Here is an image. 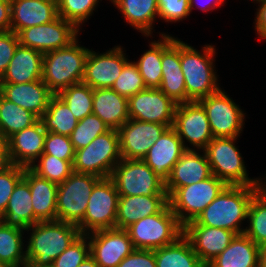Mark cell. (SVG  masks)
<instances>
[{
    "instance_id": "ab89813d",
    "label": "cell",
    "mask_w": 266,
    "mask_h": 267,
    "mask_svg": "<svg viewBox=\"0 0 266 267\" xmlns=\"http://www.w3.org/2000/svg\"><path fill=\"white\" fill-rule=\"evenodd\" d=\"M248 227L245 234L257 245L266 244V199L258 192L253 196L248 208Z\"/></svg>"
},
{
    "instance_id": "9f6ffc18",
    "label": "cell",
    "mask_w": 266,
    "mask_h": 267,
    "mask_svg": "<svg viewBox=\"0 0 266 267\" xmlns=\"http://www.w3.org/2000/svg\"><path fill=\"white\" fill-rule=\"evenodd\" d=\"M78 267H100V266L91 256H88Z\"/></svg>"
},
{
    "instance_id": "7402d4cb",
    "label": "cell",
    "mask_w": 266,
    "mask_h": 267,
    "mask_svg": "<svg viewBox=\"0 0 266 267\" xmlns=\"http://www.w3.org/2000/svg\"><path fill=\"white\" fill-rule=\"evenodd\" d=\"M202 155L196 149H186L173 166L165 183L168 198L179 188L200 182L212 175L205 151Z\"/></svg>"
},
{
    "instance_id": "836d02e7",
    "label": "cell",
    "mask_w": 266,
    "mask_h": 267,
    "mask_svg": "<svg viewBox=\"0 0 266 267\" xmlns=\"http://www.w3.org/2000/svg\"><path fill=\"white\" fill-rule=\"evenodd\" d=\"M157 267H206L182 235L174 243L154 250Z\"/></svg>"
},
{
    "instance_id": "484cf974",
    "label": "cell",
    "mask_w": 266,
    "mask_h": 267,
    "mask_svg": "<svg viewBox=\"0 0 266 267\" xmlns=\"http://www.w3.org/2000/svg\"><path fill=\"white\" fill-rule=\"evenodd\" d=\"M162 81L159 89L175 103L187 102L186 86L180 62V39L176 38L161 58Z\"/></svg>"
},
{
    "instance_id": "c3c4849f",
    "label": "cell",
    "mask_w": 266,
    "mask_h": 267,
    "mask_svg": "<svg viewBox=\"0 0 266 267\" xmlns=\"http://www.w3.org/2000/svg\"><path fill=\"white\" fill-rule=\"evenodd\" d=\"M18 45L19 39L15 32H0V79L6 72Z\"/></svg>"
},
{
    "instance_id": "8992f818",
    "label": "cell",
    "mask_w": 266,
    "mask_h": 267,
    "mask_svg": "<svg viewBox=\"0 0 266 267\" xmlns=\"http://www.w3.org/2000/svg\"><path fill=\"white\" fill-rule=\"evenodd\" d=\"M238 137L213 138L204 149L211 172L226 185L257 186L258 178H249L245 162L235 141Z\"/></svg>"
},
{
    "instance_id": "6f0895ef",
    "label": "cell",
    "mask_w": 266,
    "mask_h": 267,
    "mask_svg": "<svg viewBox=\"0 0 266 267\" xmlns=\"http://www.w3.org/2000/svg\"><path fill=\"white\" fill-rule=\"evenodd\" d=\"M53 267V265H38L34 263L32 260H26L23 263L19 264L18 266L15 267Z\"/></svg>"
},
{
    "instance_id": "f35d334b",
    "label": "cell",
    "mask_w": 266,
    "mask_h": 267,
    "mask_svg": "<svg viewBox=\"0 0 266 267\" xmlns=\"http://www.w3.org/2000/svg\"><path fill=\"white\" fill-rule=\"evenodd\" d=\"M29 168L37 175L58 185L73 173V161L42 154Z\"/></svg>"
},
{
    "instance_id": "cb8c5ba5",
    "label": "cell",
    "mask_w": 266,
    "mask_h": 267,
    "mask_svg": "<svg viewBox=\"0 0 266 267\" xmlns=\"http://www.w3.org/2000/svg\"><path fill=\"white\" fill-rule=\"evenodd\" d=\"M54 93L42 79L29 83H2V96L19 107L31 111L39 119L46 112Z\"/></svg>"
},
{
    "instance_id": "bcb514c9",
    "label": "cell",
    "mask_w": 266,
    "mask_h": 267,
    "mask_svg": "<svg viewBox=\"0 0 266 267\" xmlns=\"http://www.w3.org/2000/svg\"><path fill=\"white\" fill-rule=\"evenodd\" d=\"M43 154L54 155L66 161H74L75 150L70 136L47 132Z\"/></svg>"
},
{
    "instance_id": "d6986e66",
    "label": "cell",
    "mask_w": 266,
    "mask_h": 267,
    "mask_svg": "<svg viewBox=\"0 0 266 267\" xmlns=\"http://www.w3.org/2000/svg\"><path fill=\"white\" fill-rule=\"evenodd\" d=\"M46 134L39 119L32 126L11 135L5 141L6 162L23 167L31 166L43 154Z\"/></svg>"
},
{
    "instance_id": "60d3db41",
    "label": "cell",
    "mask_w": 266,
    "mask_h": 267,
    "mask_svg": "<svg viewBox=\"0 0 266 267\" xmlns=\"http://www.w3.org/2000/svg\"><path fill=\"white\" fill-rule=\"evenodd\" d=\"M110 128L95 114H90L78 121L70 135L74 150L86 147L94 138L109 131Z\"/></svg>"
},
{
    "instance_id": "44dd1931",
    "label": "cell",
    "mask_w": 266,
    "mask_h": 267,
    "mask_svg": "<svg viewBox=\"0 0 266 267\" xmlns=\"http://www.w3.org/2000/svg\"><path fill=\"white\" fill-rule=\"evenodd\" d=\"M185 150L180 137L170 127L151 146L142 160L166 183L173 166Z\"/></svg>"
},
{
    "instance_id": "f546056e",
    "label": "cell",
    "mask_w": 266,
    "mask_h": 267,
    "mask_svg": "<svg viewBox=\"0 0 266 267\" xmlns=\"http://www.w3.org/2000/svg\"><path fill=\"white\" fill-rule=\"evenodd\" d=\"M259 252L260 246L245 233L237 234L206 267H259Z\"/></svg>"
},
{
    "instance_id": "db71d44e",
    "label": "cell",
    "mask_w": 266,
    "mask_h": 267,
    "mask_svg": "<svg viewBox=\"0 0 266 267\" xmlns=\"http://www.w3.org/2000/svg\"><path fill=\"white\" fill-rule=\"evenodd\" d=\"M259 267H266V244L260 246Z\"/></svg>"
},
{
    "instance_id": "6125c7cd",
    "label": "cell",
    "mask_w": 266,
    "mask_h": 267,
    "mask_svg": "<svg viewBox=\"0 0 266 267\" xmlns=\"http://www.w3.org/2000/svg\"><path fill=\"white\" fill-rule=\"evenodd\" d=\"M2 97V83H1V80H0V99Z\"/></svg>"
},
{
    "instance_id": "f907efd6",
    "label": "cell",
    "mask_w": 266,
    "mask_h": 267,
    "mask_svg": "<svg viewBox=\"0 0 266 267\" xmlns=\"http://www.w3.org/2000/svg\"><path fill=\"white\" fill-rule=\"evenodd\" d=\"M254 3H259V8H257V15L255 19V30L259 37L266 39V0H251Z\"/></svg>"
},
{
    "instance_id": "30bf717a",
    "label": "cell",
    "mask_w": 266,
    "mask_h": 267,
    "mask_svg": "<svg viewBox=\"0 0 266 267\" xmlns=\"http://www.w3.org/2000/svg\"><path fill=\"white\" fill-rule=\"evenodd\" d=\"M100 179L93 174L73 172L58 184L56 220L78 225L84 218L92 189Z\"/></svg>"
},
{
    "instance_id": "52a82bcc",
    "label": "cell",
    "mask_w": 266,
    "mask_h": 267,
    "mask_svg": "<svg viewBox=\"0 0 266 267\" xmlns=\"http://www.w3.org/2000/svg\"><path fill=\"white\" fill-rule=\"evenodd\" d=\"M121 159L118 131L110 129L75 151L73 172L107 178Z\"/></svg>"
},
{
    "instance_id": "e0dca14e",
    "label": "cell",
    "mask_w": 266,
    "mask_h": 267,
    "mask_svg": "<svg viewBox=\"0 0 266 267\" xmlns=\"http://www.w3.org/2000/svg\"><path fill=\"white\" fill-rule=\"evenodd\" d=\"M160 123L142 122L135 119L126 121L117 131L122 159H143L151 146L168 129Z\"/></svg>"
},
{
    "instance_id": "4fadbf2b",
    "label": "cell",
    "mask_w": 266,
    "mask_h": 267,
    "mask_svg": "<svg viewBox=\"0 0 266 267\" xmlns=\"http://www.w3.org/2000/svg\"><path fill=\"white\" fill-rule=\"evenodd\" d=\"M172 128L180 137L185 149L191 144L195 150H204L214 138L203 106L198 101L177 104ZM199 149V150H198Z\"/></svg>"
},
{
    "instance_id": "83f0119b",
    "label": "cell",
    "mask_w": 266,
    "mask_h": 267,
    "mask_svg": "<svg viewBox=\"0 0 266 267\" xmlns=\"http://www.w3.org/2000/svg\"><path fill=\"white\" fill-rule=\"evenodd\" d=\"M43 53L18 45L1 83H29L42 79Z\"/></svg>"
},
{
    "instance_id": "d590c367",
    "label": "cell",
    "mask_w": 266,
    "mask_h": 267,
    "mask_svg": "<svg viewBox=\"0 0 266 267\" xmlns=\"http://www.w3.org/2000/svg\"><path fill=\"white\" fill-rule=\"evenodd\" d=\"M40 120L47 132L66 136L71 135L78 123L67 104L57 94L51 97L47 110Z\"/></svg>"
},
{
    "instance_id": "b9f144b4",
    "label": "cell",
    "mask_w": 266,
    "mask_h": 267,
    "mask_svg": "<svg viewBox=\"0 0 266 267\" xmlns=\"http://www.w3.org/2000/svg\"><path fill=\"white\" fill-rule=\"evenodd\" d=\"M98 2L99 0H57L58 16L72 22L80 30L83 23L92 16Z\"/></svg>"
},
{
    "instance_id": "681fc988",
    "label": "cell",
    "mask_w": 266,
    "mask_h": 267,
    "mask_svg": "<svg viewBox=\"0 0 266 267\" xmlns=\"http://www.w3.org/2000/svg\"><path fill=\"white\" fill-rule=\"evenodd\" d=\"M117 267H157L154 250L135 249Z\"/></svg>"
},
{
    "instance_id": "7bdbcfd3",
    "label": "cell",
    "mask_w": 266,
    "mask_h": 267,
    "mask_svg": "<svg viewBox=\"0 0 266 267\" xmlns=\"http://www.w3.org/2000/svg\"><path fill=\"white\" fill-rule=\"evenodd\" d=\"M112 89L126 98L146 89L143 78L134 61H129L123 67L122 72L117 77Z\"/></svg>"
},
{
    "instance_id": "2e32d148",
    "label": "cell",
    "mask_w": 266,
    "mask_h": 267,
    "mask_svg": "<svg viewBox=\"0 0 266 267\" xmlns=\"http://www.w3.org/2000/svg\"><path fill=\"white\" fill-rule=\"evenodd\" d=\"M90 256L100 267H117L135 248L126 229L111 228L86 234Z\"/></svg>"
},
{
    "instance_id": "8d00e7d4",
    "label": "cell",
    "mask_w": 266,
    "mask_h": 267,
    "mask_svg": "<svg viewBox=\"0 0 266 267\" xmlns=\"http://www.w3.org/2000/svg\"><path fill=\"white\" fill-rule=\"evenodd\" d=\"M24 230L6 226L0 221V261L11 267L26 261V250L23 243Z\"/></svg>"
},
{
    "instance_id": "ac0fdd59",
    "label": "cell",
    "mask_w": 266,
    "mask_h": 267,
    "mask_svg": "<svg viewBox=\"0 0 266 267\" xmlns=\"http://www.w3.org/2000/svg\"><path fill=\"white\" fill-rule=\"evenodd\" d=\"M121 46L97 53L89 49L83 83L92 89L112 88L123 67L130 61Z\"/></svg>"
},
{
    "instance_id": "5bb4252c",
    "label": "cell",
    "mask_w": 266,
    "mask_h": 267,
    "mask_svg": "<svg viewBox=\"0 0 266 267\" xmlns=\"http://www.w3.org/2000/svg\"><path fill=\"white\" fill-rule=\"evenodd\" d=\"M79 33L72 22L58 16L50 23L25 28L17 35L20 45L44 54L68 46Z\"/></svg>"
},
{
    "instance_id": "7a4b0ae2",
    "label": "cell",
    "mask_w": 266,
    "mask_h": 267,
    "mask_svg": "<svg viewBox=\"0 0 266 267\" xmlns=\"http://www.w3.org/2000/svg\"><path fill=\"white\" fill-rule=\"evenodd\" d=\"M214 47L207 44L199 52L180 40V62L186 86L187 102L198 101L220 89L217 72L214 71L215 60L213 57L216 54Z\"/></svg>"
},
{
    "instance_id": "f6af8a7d",
    "label": "cell",
    "mask_w": 266,
    "mask_h": 267,
    "mask_svg": "<svg viewBox=\"0 0 266 267\" xmlns=\"http://www.w3.org/2000/svg\"><path fill=\"white\" fill-rule=\"evenodd\" d=\"M90 256L89 239L86 234L77 237L54 261L53 267H78Z\"/></svg>"
},
{
    "instance_id": "9a60e30c",
    "label": "cell",
    "mask_w": 266,
    "mask_h": 267,
    "mask_svg": "<svg viewBox=\"0 0 266 267\" xmlns=\"http://www.w3.org/2000/svg\"><path fill=\"white\" fill-rule=\"evenodd\" d=\"M177 103L159 88H146L128 98L130 119L172 127Z\"/></svg>"
},
{
    "instance_id": "8fae6325",
    "label": "cell",
    "mask_w": 266,
    "mask_h": 267,
    "mask_svg": "<svg viewBox=\"0 0 266 267\" xmlns=\"http://www.w3.org/2000/svg\"><path fill=\"white\" fill-rule=\"evenodd\" d=\"M110 178L119 196L167 194L165 183L142 159H121L113 168Z\"/></svg>"
},
{
    "instance_id": "11a10c76",
    "label": "cell",
    "mask_w": 266,
    "mask_h": 267,
    "mask_svg": "<svg viewBox=\"0 0 266 267\" xmlns=\"http://www.w3.org/2000/svg\"><path fill=\"white\" fill-rule=\"evenodd\" d=\"M263 179L258 178L257 181V190L260 195H262L266 199V176H265V181H262Z\"/></svg>"
},
{
    "instance_id": "ee69618b",
    "label": "cell",
    "mask_w": 266,
    "mask_h": 267,
    "mask_svg": "<svg viewBox=\"0 0 266 267\" xmlns=\"http://www.w3.org/2000/svg\"><path fill=\"white\" fill-rule=\"evenodd\" d=\"M25 167L10 163L0 164V217L4 214L9 198L23 178Z\"/></svg>"
},
{
    "instance_id": "4316f807",
    "label": "cell",
    "mask_w": 266,
    "mask_h": 267,
    "mask_svg": "<svg viewBox=\"0 0 266 267\" xmlns=\"http://www.w3.org/2000/svg\"><path fill=\"white\" fill-rule=\"evenodd\" d=\"M168 203L167 194L119 196L115 228L126 229L139 219L159 213Z\"/></svg>"
},
{
    "instance_id": "f1b7e54d",
    "label": "cell",
    "mask_w": 266,
    "mask_h": 267,
    "mask_svg": "<svg viewBox=\"0 0 266 267\" xmlns=\"http://www.w3.org/2000/svg\"><path fill=\"white\" fill-rule=\"evenodd\" d=\"M93 114L100 117L110 129L118 130L128 121V98L112 88L93 89Z\"/></svg>"
},
{
    "instance_id": "d4e9b609",
    "label": "cell",
    "mask_w": 266,
    "mask_h": 267,
    "mask_svg": "<svg viewBox=\"0 0 266 267\" xmlns=\"http://www.w3.org/2000/svg\"><path fill=\"white\" fill-rule=\"evenodd\" d=\"M23 179L29 184L34 210V224L56 221L58 185L25 167Z\"/></svg>"
},
{
    "instance_id": "e575fe53",
    "label": "cell",
    "mask_w": 266,
    "mask_h": 267,
    "mask_svg": "<svg viewBox=\"0 0 266 267\" xmlns=\"http://www.w3.org/2000/svg\"><path fill=\"white\" fill-rule=\"evenodd\" d=\"M39 118L31 111L19 107L15 103L0 99V136L6 141L14 133L35 124Z\"/></svg>"
},
{
    "instance_id": "4dcf8cb0",
    "label": "cell",
    "mask_w": 266,
    "mask_h": 267,
    "mask_svg": "<svg viewBox=\"0 0 266 267\" xmlns=\"http://www.w3.org/2000/svg\"><path fill=\"white\" fill-rule=\"evenodd\" d=\"M29 184L22 178L15 186L4 214L0 217L6 226L27 231L34 225V210Z\"/></svg>"
},
{
    "instance_id": "9c48e42d",
    "label": "cell",
    "mask_w": 266,
    "mask_h": 267,
    "mask_svg": "<svg viewBox=\"0 0 266 267\" xmlns=\"http://www.w3.org/2000/svg\"><path fill=\"white\" fill-rule=\"evenodd\" d=\"M119 194L110 177L93 187L83 220L77 225L81 234L115 228Z\"/></svg>"
},
{
    "instance_id": "1f68e13d",
    "label": "cell",
    "mask_w": 266,
    "mask_h": 267,
    "mask_svg": "<svg viewBox=\"0 0 266 267\" xmlns=\"http://www.w3.org/2000/svg\"><path fill=\"white\" fill-rule=\"evenodd\" d=\"M122 12L126 23L143 36L152 35L155 18L159 17L158 0H110Z\"/></svg>"
},
{
    "instance_id": "3957f363",
    "label": "cell",
    "mask_w": 266,
    "mask_h": 267,
    "mask_svg": "<svg viewBox=\"0 0 266 267\" xmlns=\"http://www.w3.org/2000/svg\"><path fill=\"white\" fill-rule=\"evenodd\" d=\"M26 259L38 265H52L69 245L81 235L77 225L62 221L37 222L27 231Z\"/></svg>"
},
{
    "instance_id": "7dc6e473",
    "label": "cell",
    "mask_w": 266,
    "mask_h": 267,
    "mask_svg": "<svg viewBox=\"0 0 266 267\" xmlns=\"http://www.w3.org/2000/svg\"><path fill=\"white\" fill-rule=\"evenodd\" d=\"M159 18L165 22H180L191 13L189 0H158Z\"/></svg>"
},
{
    "instance_id": "74e56055",
    "label": "cell",
    "mask_w": 266,
    "mask_h": 267,
    "mask_svg": "<svg viewBox=\"0 0 266 267\" xmlns=\"http://www.w3.org/2000/svg\"><path fill=\"white\" fill-rule=\"evenodd\" d=\"M57 95L67 104L78 121L92 114L93 89L87 84L80 82L71 85Z\"/></svg>"
},
{
    "instance_id": "ba28073f",
    "label": "cell",
    "mask_w": 266,
    "mask_h": 267,
    "mask_svg": "<svg viewBox=\"0 0 266 267\" xmlns=\"http://www.w3.org/2000/svg\"><path fill=\"white\" fill-rule=\"evenodd\" d=\"M227 185L213 174L200 182L179 187L169 198L172 212L184 227L203 212Z\"/></svg>"
},
{
    "instance_id": "6da1fadb",
    "label": "cell",
    "mask_w": 266,
    "mask_h": 267,
    "mask_svg": "<svg viewBox=\"0 0 266 267\" xmlns=\"http://www.w3.org/2000/svg\"><path fill=\"white\" fill-rule=\"evenodd\" d=\"M257 192V186L227 185L195 221L202 226L243 234L242 221L247 220L250 202Z\"/></svg>"
},
{
    "instance_id": "d6a6232c",
    "label": "cell",
    "mask_w": 266,
    "mask_h": 267,
    "mask_svg": "<svg viewBox=\"0 0 266 267\" xmlns=\"http://www.w3.org/2000/svg\"><path fill=\"white\" fill-rule=\"evenodd\" d=\"M158 41H151L150 49L145 51L138 61L134 62L143 78L146 88H159L162 81V52L176 39L162 33Z\"/></svg>"
},
{
    "instance_id": "f5cc1de1",
    "label": "cell",
    "mask_w": 266,
    "mask_h": 267,
    "mask_svg": "<svg viewBox=\"0 0 266 267\" xmlns=\"http://www.w3.org/2000/svg\"><path fill=\"white\" fill-rule=\"evenodd\" d=\"M204 2L201 5V3L199 2L197 3V0H189L190 11L192 12V10L195 8V4H197L199 8L201 7L200 10L204 12L212 11L215 10V8L220 7V5L224 4L223 2H225V0H208L205 3Z\"/></svg>"
},
{
    "instance_id": "680465c9",
    "label": "cell",
    "mask_w": 266,
    "mask_h": 267,
    "mask_svg": "<svg viewBox=\"0 0 266 267\" xmlns=\"http://www.w3.org/2000/svg\"><path fill=\"white\" fill-rule=\"evenodd\" d=\"M0 154H5V141L0 136Z\"/></svg>"
},
{
    "instance_id": "7c38bea8",
    "label": "cell",
    "mask_w": 266,
    "mask_h": 267,
    "mask_svg": "<svg viewBox=\"0 0 266 267\" xmlns=\"http://www.w3.org/2000/svg\"><path fill=\"white\" fill-rule=\"evenodd\" d=\"M214 138L240 137L244 128L245 113L220 88L217 92L201 98Z\"/></svg>"
},
{
    "instance_id": "277c9868",
    "label": "cell",
    "mask_w": 266,
    "mask_h": 267,
    "mask_svg": "<svg viewBox=\"0 0 266 267\" xmlns=\"http://www.w3.org/2000/svg\"><path fill=\"white\" fill-rule=\"evenodd\" d=\"M78 42L77 37L68 46L43 54L42 81L54 94L83 81L89 49Z\"/></svg>"
},
{
    "instance_id": "ffe728a7",
    "label": "cell",
    "mask_w": 266,
    "mask_h": 267,
    "mask_svg": "<svg viewBox=\"0 0 266 267\" xmlns=\"http://www.w3.org/2000/svg\"><path fill=\"white\" fill-rule=\"evenodd\" d=\"M183 235L201 262L207 266L228 247L236 234L224 228L202 226L194 220L183 227Z\"/></svg>"
},
{
    "instance_id": "94428289",
    "label": "cell",
    "mask_w": 266,
    "mask_h": 267,
    "mask_svg": "<svg viewBox=\"0 0 266 267\" xmlns=\"http://www.w3.org/2000/svg\"><path fill=\"white\" fill-rule=\"evenodd\" d=\"M0 267H11V266L8 265L7 263H4V262L0 261Z\"/></svg>"
},
{
    "instance_id": "603a6c76",
    "label": "cell",
    "mask_w": 266,
    "mask_h": 267,
    "mask_svg": "<svg viewBox=\"0 0 266 267\" xmlns=\"http://www.w3.org/2000/svg\"><path fill=\"white\" fill-rule=\"evenodd\" d=\"M10 31L50 23L58 17L57 0H10Z\"/></svg>"
},
{
    "instance_id": "91938a15",
    "label": "cell",
    "mask_w": 266,
    "mask_h": 267,
    "mask_svg": "<svg viewBox=\"0 0 266 267\" xmlns=\"http://www.w3.org/2000/svg\"><path fill=\"white\" fill-rule=\"evenodd\" d=\"M6 162L5 154H0V164H3Z\"/></svg>"
},
{
    "instance_id": "5b68a950",
    "label": "cell",
    "mask_w": 266,
    "mask_h": 267,
    "mask_svg": "<svg viewBox=\"0 0 266 267\" xmlns=\"http://www.w3.org/2000/svg\"><path fill=\"white\" fill-rule=\"evenodd\" d=\"M135 249L155 250L174 243L183 235V226L169 203L153 214L126 228Z\"/></svg>"
},
{
    "instance_id": "816d5d0a",
    "label": "cell",
    "mask_w": 266,
    "mask_h": 267,
    "mask_svg": "<svg viewBox=\"0 0 266 267\" xmlns=\"http://www.w3.org/2000/svg\"><path fill=\"white\" fill-rule=\"evenodd\" d=\"M10 0H0V32L10 31Z\"/></svg>"
}]
</instances>
